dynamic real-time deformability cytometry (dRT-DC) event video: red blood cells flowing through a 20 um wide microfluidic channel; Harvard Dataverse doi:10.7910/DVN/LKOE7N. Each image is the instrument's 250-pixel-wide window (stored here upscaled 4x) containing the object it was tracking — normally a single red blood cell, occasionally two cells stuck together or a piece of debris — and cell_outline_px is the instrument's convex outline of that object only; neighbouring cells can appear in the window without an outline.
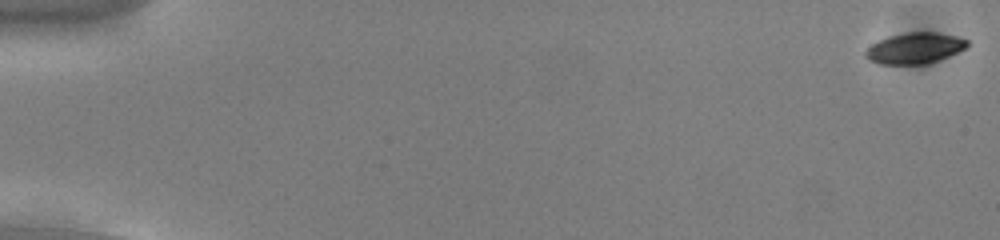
{"species": "common noctule bat (a hibernating species)", "species_latin": "Nyctalus noctula", "temperature_condition": "cold", "stored_images_in_passage": 55, "camera_frame_rate_fps": 3000, "um_per_image_px": 0.085, "animal": {"sex": "male", "body_mass_g": 13.0, "forearm_length_mm": 53.1}, "frame": {"image": 1, "passage_image": 1, "time_ms": 0.0, "image_size_px": [1000, 240], "cell_outline_px": [[968, 44], [964, 48], [948, 56], [928, 64], [880, 64], [868, 60], [864, 56], [864, 52], [872, 44], [888, 36], [908, 32], [936, 32], [956, 36], [968, 40]], "centroid_in_image_um": [77.72, 4.1], "position_along_channel_um": 7.3, "area_um2": 18.26}}
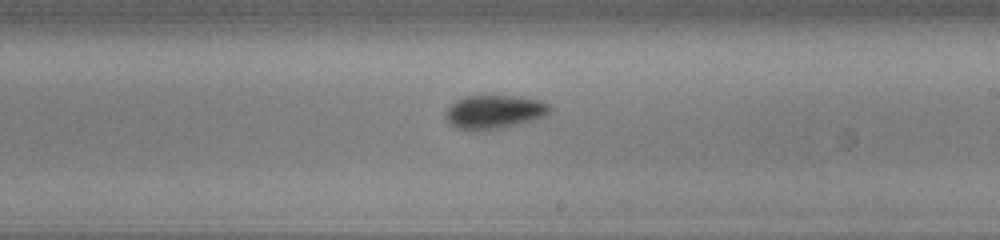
{"frame": {"image": 2, "passage_image": 33, "time_ms": 10.667, "image_size_px": [1000, 240], "cell_outline_px": [[552, 108], [544, 116], [532, 120], [504, 128], [480, 132], [472, 132], [456, 128], [444, 116], [444, 112], [456, 100], [464, 96], [512, 96], [536, 100], [548, 104]], "centroid_in_image_um": [41.95, 9.55], "position_along_channel_um": 247.1, "area_um2": 20.52}}
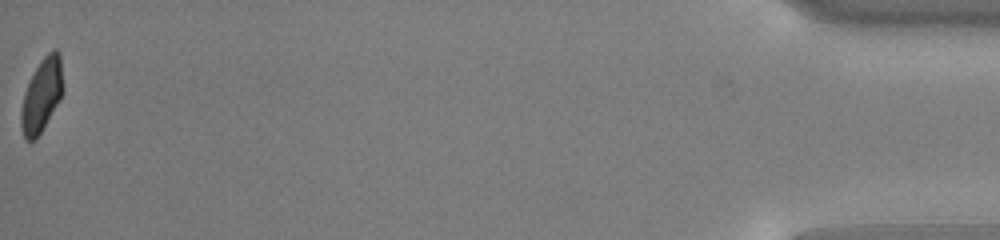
{"frame": {"image": 3, "passage_image": 55, "time_ms": 18.0, "image_size_px": [1000, 240], "cell_outline_px": [[64, 88], [56, 104], [36, 140], [24, 140], [20, 128], [20, 112], [24, 92], [40, 60], [52, 48], [56, 48], [60, 52]], "centroid_in_image_um": [3.53, 8.07], "position_along_channel_um": 431.7, "area_um2": 17.92}, "authors_computed_cell_mechanics": {"area_um2": 19.074, "velocity_mm_per_s": 3.8068, "shape_relaxation_time_tau1_ms": 2.2112, "shape_relaxation_time_tau2_ms": null, "deformation_change_tau1": 0.0978, "deformation_change_tau2": null}}